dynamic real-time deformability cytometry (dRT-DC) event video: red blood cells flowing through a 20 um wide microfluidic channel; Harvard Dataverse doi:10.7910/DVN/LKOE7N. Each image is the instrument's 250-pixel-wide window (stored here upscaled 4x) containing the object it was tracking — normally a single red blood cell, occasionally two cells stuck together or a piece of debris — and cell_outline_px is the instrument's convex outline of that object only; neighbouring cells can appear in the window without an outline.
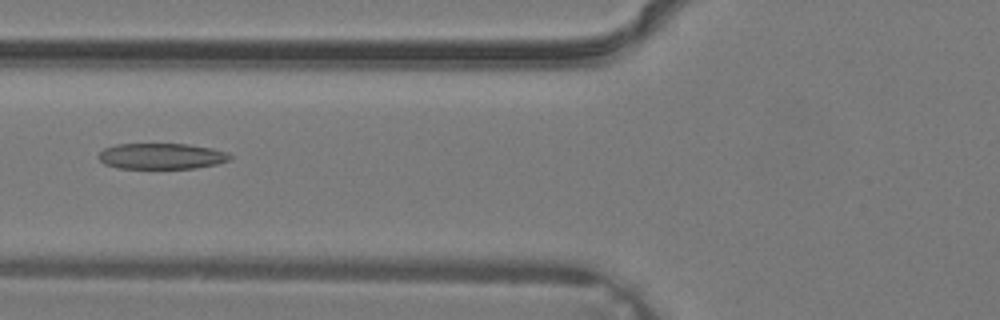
{"species": "common noctule bat (a hibernating species)", "species_latin": "Nyctalus noctula", "temperature_condition": "warm", "stored_images_in_passage": 38, "camera_frame_rate_fps": 3000, "um_per_image_px": 0.085, "animal": {"sex": "male", "body_mass_g": 19.2, "forearm_length_mm": 51.8}, "frame": {"image": 1, "passage_image": 16, "time_ms": 5.0, "image_size_px": [1000, 320], "cell_outline_px": [[232, 156], [228, 160], [216, 164], [196, 168], [116, 168], [104, 164], [96, 156], [104, 148], [116, 144], [188, 144], [212, 148], [228, 152]], "centroid_in_image_um": [13.7, 13.27], "position_along_channel_um": 112.1, "area_um2": 19.88}}
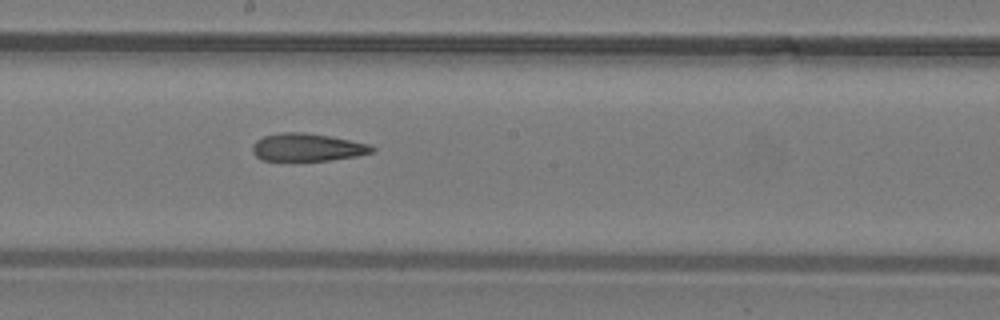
{"frame": {"image": 2, "passage_image": 22, "time_ms": 7.0, "image_size_px": [1000, 320], "cell_outline_px": [[376, 148], [372, 152], [356, 156], [328, 160], [260, 160], [252, 152], [252, 144], [256, 140], [264, 136], [280, 132], [304, 132], [328, 136], [368, 144]], "centroid_in_image_um": [26.06, 12.52], "position_along_channel_um": 222.1, "area_um2": 19.13}}
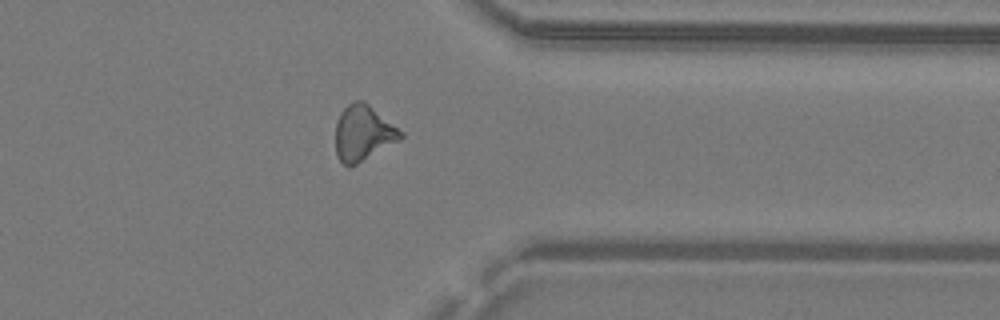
{"frame": {"image": 3, "passage_image": 31, "time_ms": 10.0, "image_size_px": [1000, 320], "cell_outline_px": [[404, 136], [400, 140], [356, 164], [348, 168], [336, 156], [336, 120], [340, 112], [348, 104], [356, 100], [364, 100], [404, 132]], "centroid_in_image_um": [30.87, 11.3], "position_along_channel_um": 380.5, "area_um2": 21.15}}